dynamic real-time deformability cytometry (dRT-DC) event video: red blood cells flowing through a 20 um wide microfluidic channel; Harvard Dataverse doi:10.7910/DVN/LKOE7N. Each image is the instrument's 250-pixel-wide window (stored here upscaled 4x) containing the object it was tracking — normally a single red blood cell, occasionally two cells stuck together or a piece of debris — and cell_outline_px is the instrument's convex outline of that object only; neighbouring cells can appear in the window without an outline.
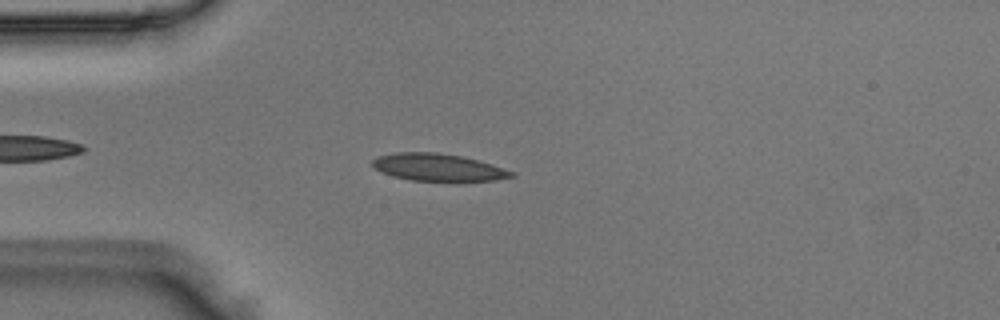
{"species": "Egyptian fruit bat (a non-hibernating species)", "species_latin": "Rousettus aegyptiacus", "temperature_condition": "room temperature", "stored_images_in_passage": 44, "camera_frame_rate_fps": 3000, "um_per_image_px": 0.085, "animal": {"sex": "male"}, "frame": {"image": 1, "passage_image": 7, "time_ms": 2.0, "image_size_px": [1000, 320], "cell_outline_px": [[516, 176], [496, 180], [460, 184], [456, 184], [412, 180], [392, 176], [380, 172], [372, 168], [372, 160], [376, 156], [396, 152], [436, 152], [460, 156], [492, 164], [516, 172]], "centroid_in_image_um": [37.27, 14.28], "position_along_channel_um": 47.7, "area_um2": 23.29}}
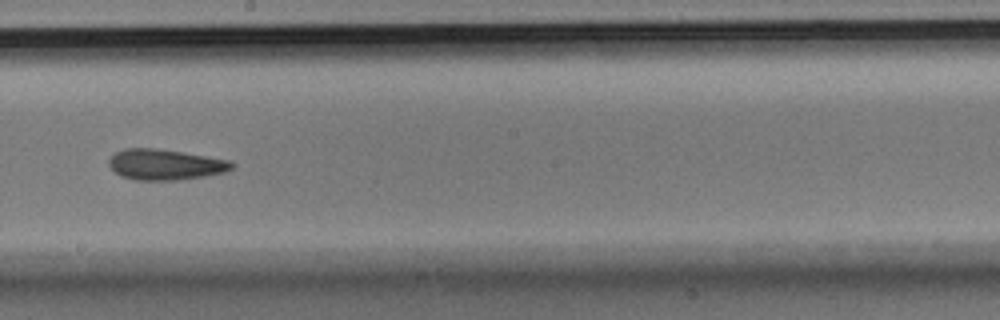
{"frame": {"image": 2, "passage_image": 22, "time_ms": 7.0, "image_size_px": [1000, 320], "cell_outline_px": [[236, 164], [232, 168], [224, 172], [204, 176], [176, 180], [136, 180], [120, 176], [108, 164], [108, 160], [116, 152], [124, 148], [156, 148], [184, 152], [232, 160]], "centroid_in_image_um": [14.06, 13.98], "position_along_channel_um": 234.1, "area_um2": 22.08}}
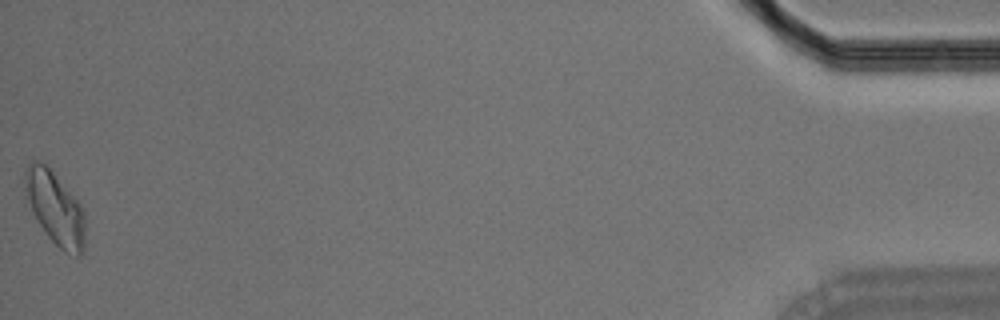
{"frame": {"image": 3, "passage_image": 44, "time_ms": 14.333, "image_size_px": [1000, 320], "cell_outline_px": [[84, 252], [76, 256], [64, 252], [48, 236], [32, 212], [24, 196], [24, 168], [32, 160], [36, 160], [44, 164], [52, 172], [80, 204], [84, 212]], "centroid_in_image_um": [4.65, 17.69], "position_along_channel_um": 430.6, "area_um2": 25.37}}